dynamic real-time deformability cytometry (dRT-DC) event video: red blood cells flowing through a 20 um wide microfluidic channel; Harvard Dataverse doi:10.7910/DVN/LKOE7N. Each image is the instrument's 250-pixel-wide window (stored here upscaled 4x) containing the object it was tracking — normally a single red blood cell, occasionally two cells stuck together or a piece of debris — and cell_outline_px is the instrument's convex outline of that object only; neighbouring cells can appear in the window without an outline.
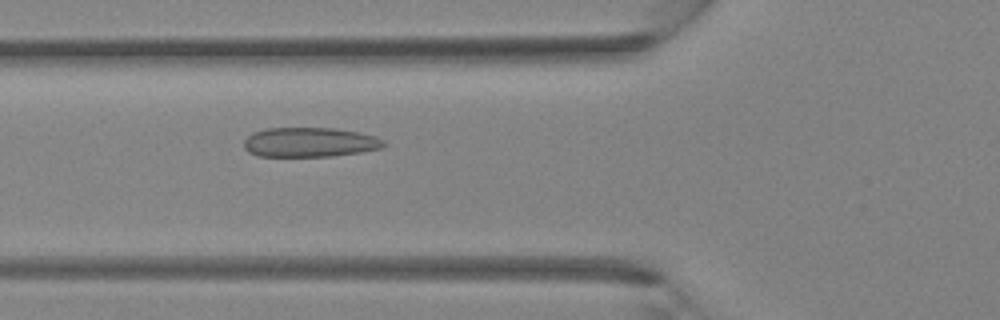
{"species": "Egyptian fruit bat (a non-hibernating species)", "species_latin": "Rousettus aegyptiacus", "temperature_condition": "room temperature", "stored_images_in_passage": 37, "camera_frame_rate_fps": 3000, "um_per_image_px": 0.085, "animal": {"sex": "female"}, "frame": {"image": 1, "passage_image": 13, "time_ms": 4.0, "image_size_px": [1000, 320], "cell_outline_px": [[388, 144], [380, 148], [360, 152], [332, 156], [256, 156], [248, 152], [244, 148], [244, 140], [252, 132], [268, 128], [336, 128], [360, 132], [376, 136], [384, 140]], "centroid_in_image_um": [26.33, 12.08], "position_along_channel_um": 99.5, "area_um2": 24.28}}
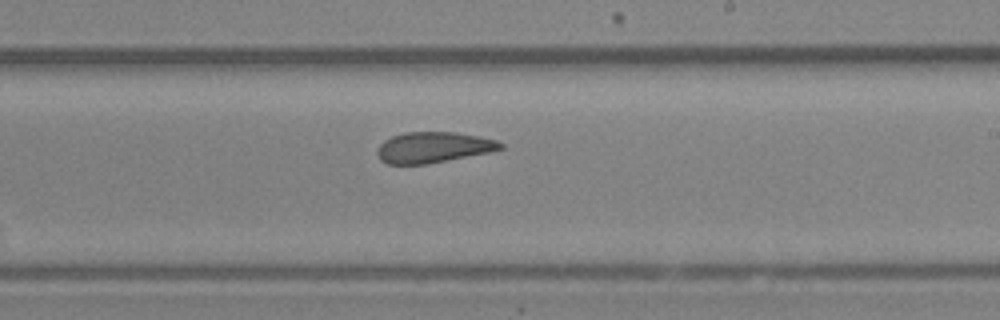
{"frame": {"image": 2, "passage_image": 22, "time_ms": 7.0, "image_size_px": [1000, 320], "cell_outline_px": [[504, 148], [488, 152], [428, 164], [388, 164], [380, 160], [376, 152], [380, 144], [384, 140], [392, 136], [404, 132], [456, 132], [496, 140], [504, 144]], "centroid_in_image_um": [36.8, 12.52], "position_along_channel_um": 252.2, "area_um2": 22.02}}
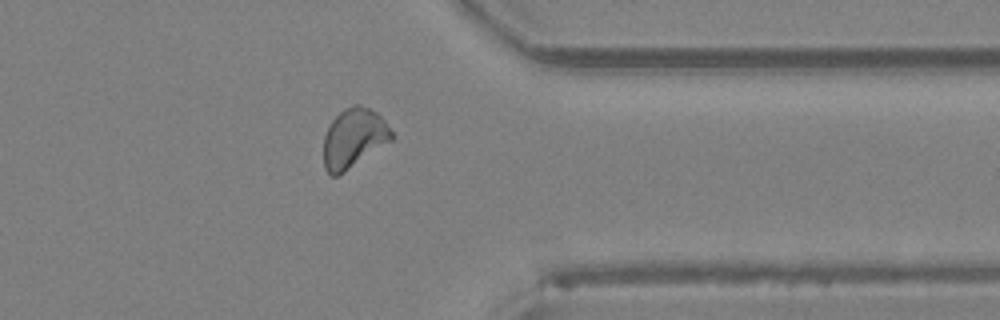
{"frame": {"image": 3, "passage_image": 30, "time_ms": 9.667, "image_size_px": [1000, 320], "cell_outline_px": [[396, 136], [392, 140], [344, 172], [336, 176], [332, 176], [324, 168], [324, 136], [328, 124], [344, 108], [352, 104], [360, 104], [376, 112], [384, 120]], "centroid_in_image_um": [30.07, 11.72], "position_along_channel_um": 381.3, "area_um2": 23.58}}